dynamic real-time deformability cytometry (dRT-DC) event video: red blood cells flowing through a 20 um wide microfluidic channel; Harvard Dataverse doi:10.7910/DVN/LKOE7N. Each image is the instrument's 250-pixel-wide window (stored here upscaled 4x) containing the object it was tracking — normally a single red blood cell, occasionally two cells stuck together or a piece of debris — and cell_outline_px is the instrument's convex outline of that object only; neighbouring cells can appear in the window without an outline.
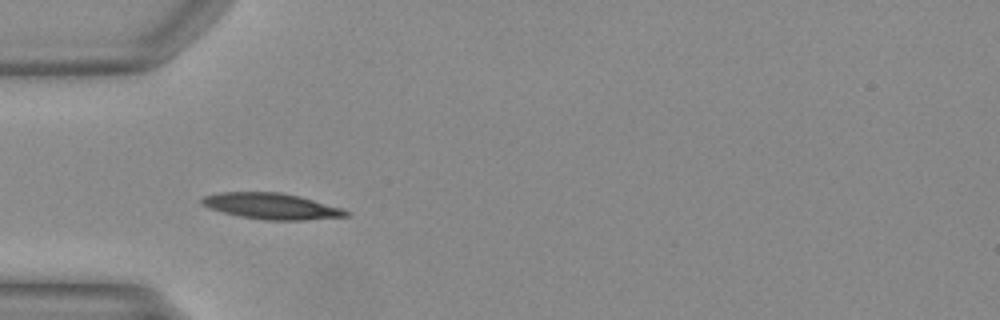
{"species": "Egyptian fruit bat (a non-hibernating species)", "species_latin": "Rousettus aegyptiacus", "temperature_condition": "warm", "stored_images_in_passage": 35, "camera_frame_rate_fps": 3000, "um_per_image_px": 0.085, "animal": {"sex": "female"}, "frame": {"image": 1, "passage_image": 1, "time_ms": 0.0, "image_size_px": [1000, 320], "cell_outline_px": [[348, 216], [304, 220], [264, 220], [240, 216], [208, 208], [200, 200], [204, 196], [220, 192], [280, 192], [300, 196], [344, 208], [348, 212]], "centroid_in_image_um": [23.1, 17.52], "position_along_channel_um": 61.9, "area_um2": 21.79}}
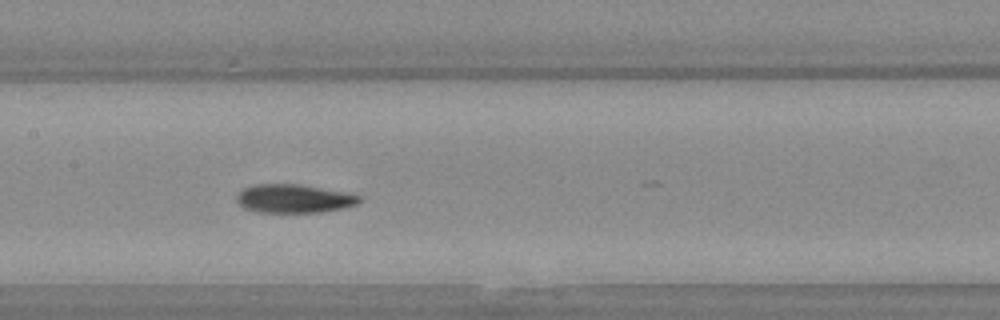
{"frame": {"image": 2, "passage_image": 10, "time_ms": 3.0, "image_size_px": [1000, 320], "cell_outline_px": [[360, 200], [356, 204], [344, 208], [320, 212], [256, 212], [244, 208], [236, 200], [236, 196], [244, 188], [256, 184], [296, 184], [340, 192], [360, 196]], "centroid_in_image_um": [24.92, 16.89], "position_along_channel_um": 182.5, "area_um2": 19.94}}
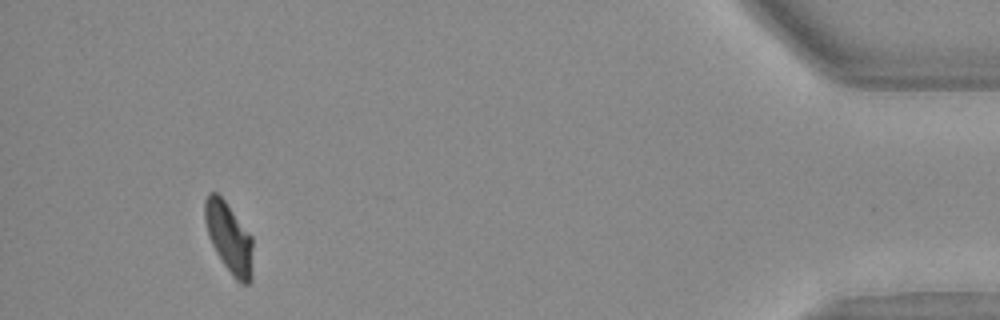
{"frame": {"image": 3, "passage_image": 32, "time_ms": 10.333, "image_size_px": [1000, 320], "cell_outline_px": [[252, 280], [248, 284], [240, 284], [232, 276], [216, 252], [208, 236], [204, 220], [204, 200], [208, 192], [216, 192], [224, 200], [252, 236]], "centroid_in_image_um": [19.46, 20.21], "position_along_channel_um": 415.7, "area_um2": 19.77}}